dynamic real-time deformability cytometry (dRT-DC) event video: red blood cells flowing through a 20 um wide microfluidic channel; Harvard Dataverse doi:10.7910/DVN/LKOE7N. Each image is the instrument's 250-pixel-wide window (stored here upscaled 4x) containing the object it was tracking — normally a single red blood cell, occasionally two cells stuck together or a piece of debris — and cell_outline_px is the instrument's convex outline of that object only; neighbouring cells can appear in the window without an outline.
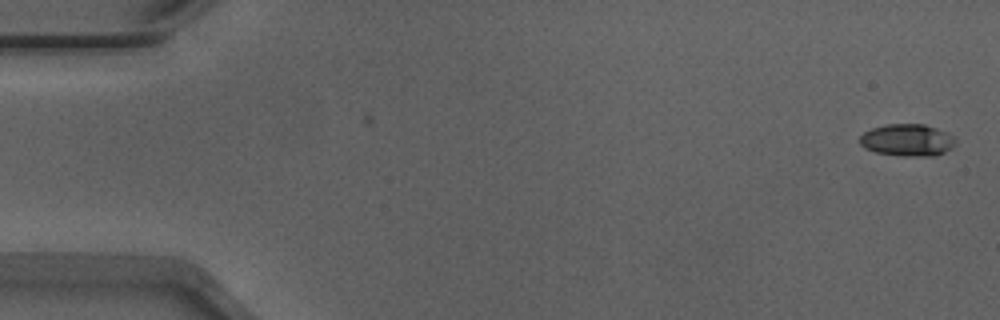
{"species": "Egyptian fruit bat (a non-hibernating species)", "species_latin": "Rousettus aegyptiacus", "temperature_condition": "warm", "stored_images_in_passage": 3, "camera_frame_rate_fps": 3000, "um_per_image_px": 0.085, "animal": {"sex": "male"}, "frame": {"image": 1, "passage_image": 1, "time_ms": 0.0, "image_size_px": [1000, 320], "cell_outline_px": [[956, 140], [944, 152], [936, 156], [900, 156], [876, 152], [864, 148], [860, 144], [860, 136], [864, 132], [872, 128], [888, 124], [924, 124], [936, 128], [952, 136]], "centroid_in_image_um": [77.07, 11.91], "position_along_channel_um": 7.9, "area_um2": 17.69}}